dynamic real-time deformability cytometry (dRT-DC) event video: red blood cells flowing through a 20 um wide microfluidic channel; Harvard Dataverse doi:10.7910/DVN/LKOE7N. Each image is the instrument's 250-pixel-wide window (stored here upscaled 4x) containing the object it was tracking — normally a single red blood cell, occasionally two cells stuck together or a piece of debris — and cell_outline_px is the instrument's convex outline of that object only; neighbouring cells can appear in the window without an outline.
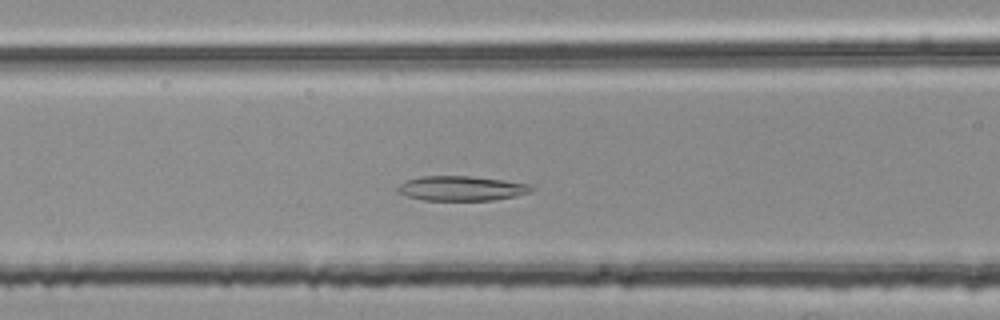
{"species": "common noctule bat (a hibernating species)", "species_latin": "Nyctalus noctula", "temperature_condition": "room temperature", "stored_images_in_passage": 44, "camera_frame_rate_fps": 3000, "um_per_image_px": 0.085, "animal": {"sex": "female", "body_mass_g": 25.1}, "frame": {"image": 1, "passage_image": 16, "time_ms": 5.0, "image_size_px": [1000, 320], "cell_outline_px": [[532, 192], [516, 196], [492, 200], [424, 200], [408, 196], [396, 192], [396, 188], [400, 184], [408, 180], [420, 176], [468, 176], [504, 180], [528, 184], [532, 188]], "centroid_in_image_um": [39.2, 16.01], "position_along_channel_um": 127.4, "area_um2": 19.13}}
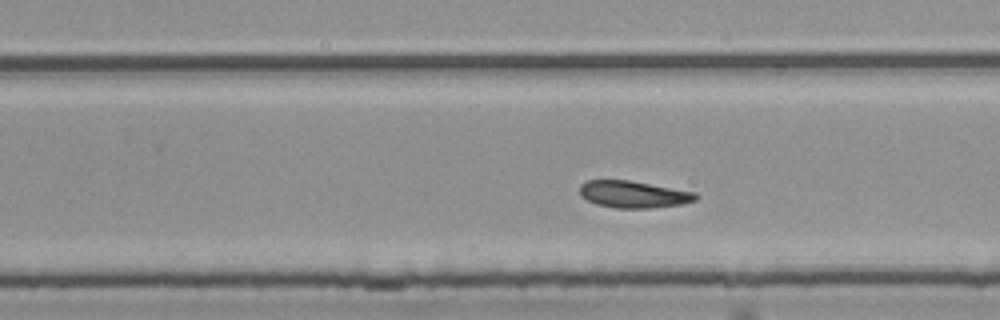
{"frame": {"image": 2, "passage_image": 28, "time_ms": 9.0, "image_size_px": [1000, 320], "cell_outline_px": [[700, 196], [696, 200], [684, 204], [648, 208], [616, 208], [596, 204], [580, 196], [580, 184], [584, 180], [628, 180], [696, 192]], "centroid_in_image_um": [53.85, 16.52], "position_along_channel_um": 275.9, "area_um2": 18.32}}
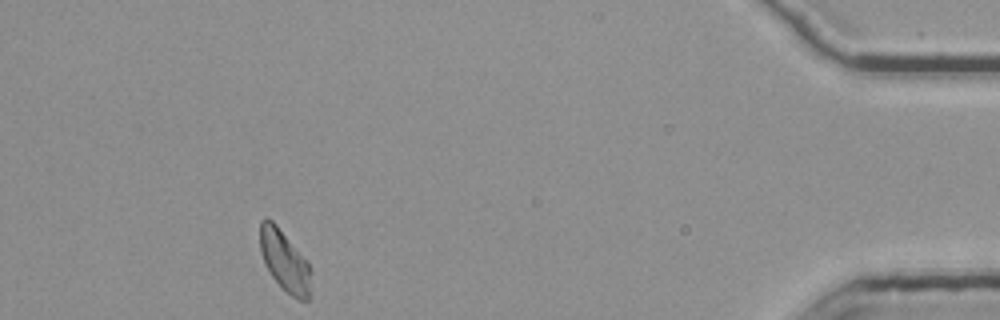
{"frame": {"image": 3, "passage_image": 44, "time_ms": 14.333, "image_size_px": [1000, 320], "cell_outline_px": [[308, 300], [300, 300], [292, 296], [272, 276], [260, 252], [260, 220], [272, 220], [276, 224], [308, 260]], "centroid_in_image_um": [24.16, 22.11], "position_along_channel_um": 411.0, "area_um2": 17.34}, "authors_computed_cell_mechanics": {"area_um2": 19.0162, "velocity_mm_per_s": 3.7254, "shape_relaxation_time_tau1_ms": null, "shape_relaxation_time_tau2_ms": 2.6712, "deformation_change_tau1": null, "deformation_change_tau2": 0.0862}}